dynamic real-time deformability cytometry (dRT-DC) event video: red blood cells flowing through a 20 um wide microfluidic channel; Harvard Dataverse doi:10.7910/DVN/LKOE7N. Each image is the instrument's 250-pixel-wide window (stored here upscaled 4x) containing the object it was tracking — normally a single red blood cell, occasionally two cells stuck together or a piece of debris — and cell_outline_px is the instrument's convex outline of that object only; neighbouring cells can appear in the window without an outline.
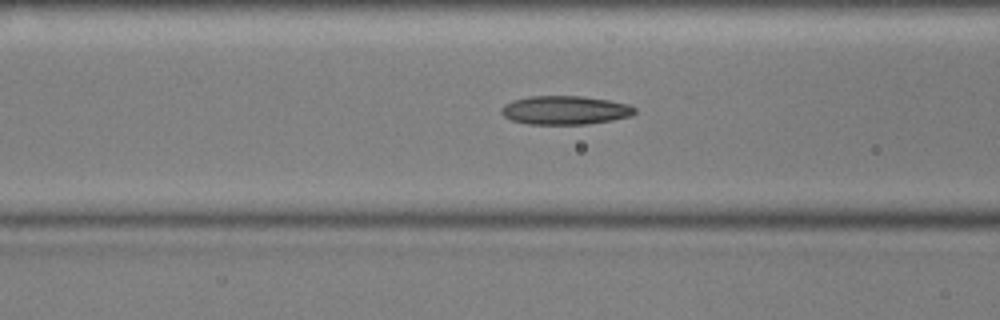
{"species": "common noctule bat (a hibernating species)", "species_latin": "Nyctalus noctula", "temperature_condition": "cold", "stored_images_in_passage": 42, "camera_frame_rate_fps": 3000, "um_per_image_px": 0.085, "animal": {"sex": "male", "body_mass_g": 17.9, "forearm_length_mm": 54.2}, "frame": {"image": 1, "passage_image": 20, "time_ms": 6.333, "image_size_px": [1000, 320], "cell_outline_px": [[636, 112], [632, 116], [612, 120], [588, 124], [528, 124], [512, 120], [504, 116], [500, 112], [500, 108], [504, 104], [512, 100], [528, 96], [584, 96], [608, 100], [628, 104], [636, 108]], "centroid_in_image_um": [48.02, 9.36], "position_along_channel_um": 118.6, "area_um2": 22.48}}
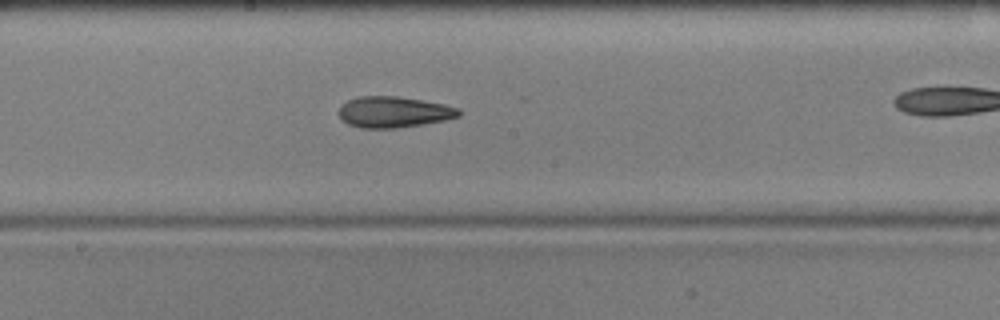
{"frame": {"image": 2, "passage_image": 28, "time_ms": 9.0, "image_size_px": [1000, 320], "cell_outline_px": [[460, 116], [444, 120], [396, 128], [360, 128], [348, 124], [340, 120], [340, 108], [348, 100], [356, 96], [396, 96], [444, 104], [460, 108]], "centroid_in_image_um": [33.45, 9.52], "position_along_channel_um": 214.7, "area_um2": 21.56}}
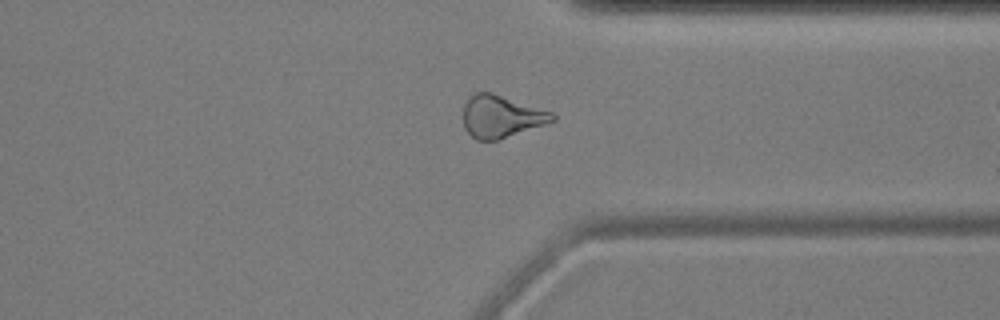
{"frame": {"image": 3, "passage_image": 41, "time_ms": 13.333, "image_size_px": [1000, 320], "cell_outline_px": [[556, 120], [496, 140], [476, 140], [464, 128], [464, 104], [468, 96], [476, 92], [492, 92], [552, 112], [556, 116]], "centroid_in_image_um": [42.57, 9.88], "position_along_channel_um": 368.8, "area_um2": 21.73}}